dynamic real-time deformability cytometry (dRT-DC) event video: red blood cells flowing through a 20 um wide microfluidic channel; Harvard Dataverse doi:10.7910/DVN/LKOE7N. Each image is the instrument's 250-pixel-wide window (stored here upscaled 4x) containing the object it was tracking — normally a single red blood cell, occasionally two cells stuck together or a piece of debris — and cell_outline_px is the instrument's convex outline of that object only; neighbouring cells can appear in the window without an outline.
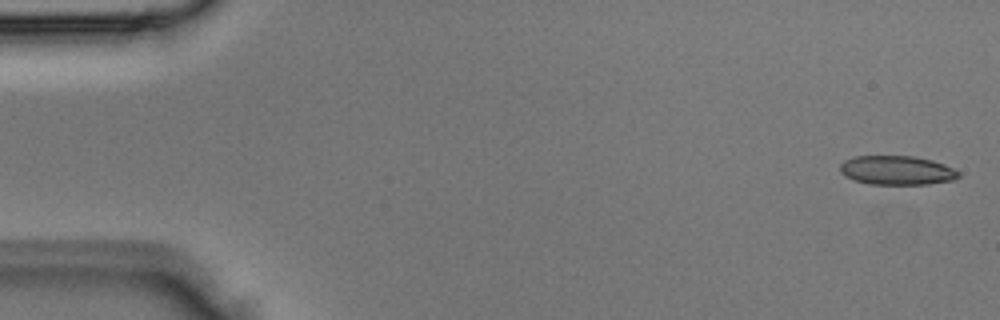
{"species": "Egyptian fruit bat (a non-hibernating species)", "species_latin": "Rousettus aegyptiacus", "temperature_condition": "room temperature", "stored_images_in_passage": 4, "camera_frame_rate_fps": 3000, "um_per_image_px": 0.085, "animal": {"sex": "male"}, "frame": {"image": 1, "passage_image": 1, "time_ms": 0.0, "image_size_px": [1000, 320], "cell_outline_px": [[960, 176], [956, 180], [928, 184], [868, 184], [852, 180], [844, 176], [840, 172], [840, 164], [844, 160], [852, 156], [912, 156], [932, 160], [944, 164], [960, 172]], "centroid_in_image_um": [76.21, 14.48], "position_along_channel_um": 8.8, "area_um2": 20.35}}